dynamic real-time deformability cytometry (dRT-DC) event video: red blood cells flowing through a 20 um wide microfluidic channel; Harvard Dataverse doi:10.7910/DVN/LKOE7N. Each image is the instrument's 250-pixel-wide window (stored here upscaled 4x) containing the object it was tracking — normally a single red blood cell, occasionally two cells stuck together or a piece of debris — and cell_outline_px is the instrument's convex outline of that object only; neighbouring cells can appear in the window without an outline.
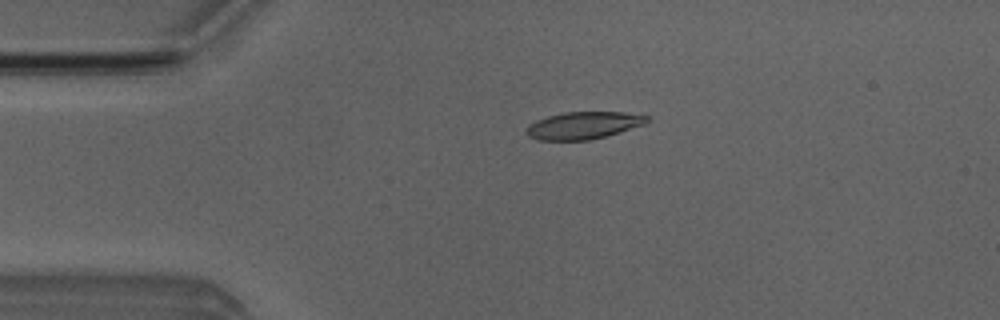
{"species": "Egyptian fruit bat (a non-hibernating species)", "species_latin": "Rousettus aegyptiacus", "temperature_condition": "room temperature", "stored_images_in_passage": 5, "camera_frame_rate_fps": 3000, "um_per_image_px": 0.085, "animal": {"sex": "male"}, "frame": {"image": 1, "passage_image": 4, "time_ms": 3.333, "image_size_px": [1000, 320], "cell_outline_px": [[652, 120], [644, 124], [604, 136], [588, 140], [540, 140], [528, 136], [524, 132], [528, 124], [536, 120], [548, 116], [564, 112], [624, 112], [652, 116]], "centroid_in_image_um": [49.59, 10.64], "position_along_channel_um": 35.4, "area_um2": 19.19}}